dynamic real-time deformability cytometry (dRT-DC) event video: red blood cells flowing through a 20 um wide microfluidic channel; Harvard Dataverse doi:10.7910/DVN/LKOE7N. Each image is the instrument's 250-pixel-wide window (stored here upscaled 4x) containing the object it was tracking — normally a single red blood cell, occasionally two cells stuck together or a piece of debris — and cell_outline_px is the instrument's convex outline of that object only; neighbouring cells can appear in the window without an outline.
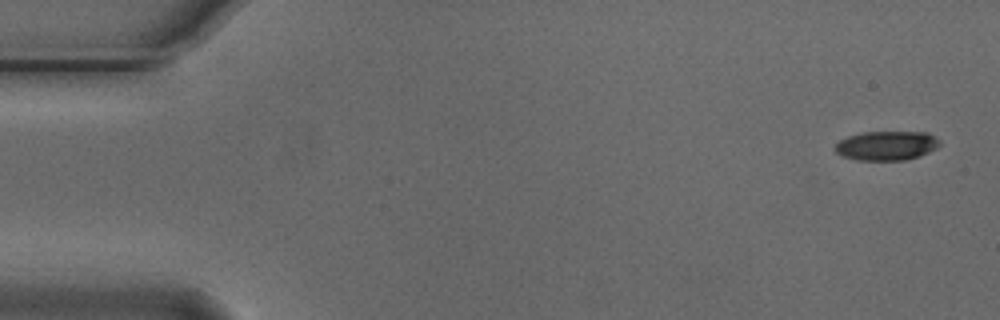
{"species": "Egyptian fruit bat (a non-hibernating species)", "species_latin": "Rousettus aegyptiacus", "temperature_condition": "cold", "stored_images_in_passage": 5, "camera_frame_rate_fps": 3000, "um_per_image_px": 0.085, "animal": {"sex": "male"}, "frame": {"image": 1, "passage_image": 1, "time_ms": 0.0, "image_size_px": [1000, 320], "cell_outline_px": [[940, 144], [936, 148], [920, 156], [904, 160], [856, 160], [844, 156], [836, 152], [832, 148], [840, 140], [848, 136], [860, 132], [928, 132], [936, 136], [940, 140]], "centroid_in_image_um": [75.36, 12.37], "position_along_channel_um": 9.6, "area_um2": 17.98}}